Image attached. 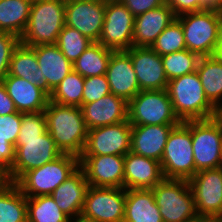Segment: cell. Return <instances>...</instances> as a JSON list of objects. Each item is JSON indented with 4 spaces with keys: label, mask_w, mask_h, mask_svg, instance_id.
Returning <instances> with one entry per match:
<instances>
[{
    "label": "cell",
    "mask_w": 222,
    "mask_h": 222,
    "mask_svg": "<svg viewBox=\"0 0 222 222\" xmlns=\"http://www.w3.org/2000/svg\"><path fill=\"white\" fill-rule=\"evenodd\" d=\"M47 131L62 154L82 155L88 129L81 107L59 105L49 101L44 110Z\"/></svg>",
    "instance_id": "cell-1"
},
{
    "label": "cell",
    "mask_w": 222,
    "mask_h": 222,
    "mask_svg": "<svg viewBox=\"0 0 222 222\" xmlns=\"http://www.w3.org/2000/svg\"><path fill=\"white\" fill-rule=\"evenodd\" d=\"M166 90L181 122L216 117L217 109L206 98L196 71L169 80Z\"/></svg>",
    "instance_id": "cell-2"
},
{
    "label": "cell",
    "mask_w": 222,
    "mask_h": 222,
    "mask_svg": "<svg viewBox=\"0 0 222 222\" xmlns=\"http://www.w3.org/2000/svg\"><path fill=\"white\" fill-rule=\"evenodd\" d=\"M65 4L62 0L33 2L20 43L29 47L57 44L59 33L65 26Z\"/></svg>",
    "instance_id": "cell-3"
},
{
    "label": "cell",
    "mask_w": 222,
    "mask_h": 222,
    "mask_svg": "<svg viewBox=\"0 0 222 222\" xmlns=\"http://www.w3.org/2000/svg\"><path fill=\"white\" fill-rule=\"evenodd\" d=\"M176 19L182 25L186 49L200 57L211 56L222 29V11L189 12Z\"/></svg>",
    "instance_id": "cell-4"
},
{
    "label": "cell",
    "mask_w": 222,
    "mask_h": 222,
    "mask_svg": "<svg viewBox=\"0 0 222 222\" xmlns=\"http://www.w3.org/2000/svg\"><path fill=\"white\" fill-rule=\"evenodd\" d=\"M79 168V158L62 154L54 161L25 172L15 184L26 197L50 195Z\"/></svg>",
    "instance_id": "cell-5"
},
{
    "label": "cell",
    "mask_w": 222,
    "mask_h": 222,
    "mask_svg": "<svg viewBox=\"0 0 222 222\" xmlns=\"http://www.w3.org/2000/svg\"><path fill=\"white\" fill-rule=\"evenodd\" d=\"M151 190L163 222H184L197 215L188 180L164 178Z\"/></svg>",
    "instance_id": "cell-6"
},
{
    "label": "cell",
    "mask_w": 222,
    "mask_h": 222,
    "mask_svg": "<svg viewBox=\"0 0 222 222\" xmlns=\"http://www.w3.org/2000/svg\"><path fill=\"white\" fill-rule=\"evenodd\" d=\"M160 163L167 179L189 181L195 175L191 131L183 122L171 130Z\"/></svg>",
    "instance_id": "cell-7"
},
{
    "label": "cell",
    "mask_w": 222,
    "mask_h": 222,
    "mask_svg": "<svg viewBox=\"0 0 222 222\" xmlns=\"http://www.w3.org/2000/svg\"><path fill=\"white\" fill-rule=\"evenodd\" d=\"M191 131L195 173L219 168L222 124L216 118L183 122Z\"/></svg>",
    "instance_id": "cell-8"
},
{
    "label": "cell",
    "mask_w": 222,
    "mask_h": 222,
    "mask_svg": "<svg viewBox=\"0 0 222 222\" xmlns=\"http://www.w3.org/2000/svg\"><path fill=\"white\" fill-rule=\"evenodd\" d=\"M131 125L180 124L166 89L140 91L128 102Z\"/></svg>",
    "instance_id": "cell-9"
},
{
    "label": "cell",
    "mask_w": 222,
    "mask_h": 222,
    "mask_svg": "<svg viewBox=\"0 0 222 222\" xmlns=\"http://www.w3.org/2000/svg\"><path fill=\"white\" fill-rule=\"evenodd\" d=\"M14 147L15 159L11 171L6 175L7 182L12 183L25 172L41 167L62 155L47 130L39 137L17 138Z\"/></svg>",
    "instance_id": "cell-10"
},
{
    "label": "cell",
    "mask_w": 222,
    "mask_h": 222,
    "mask_svg": "<svg viewBox=\"0 0 222 222\" xmlns=\"http://www.w3.org/2000/svg\"><path fill=\"white\" fill-rule=\"evenodd\" d=\"M126 189L89 186L80 215L85 222H123Z\"/></svg>",
    "instance_id": "cell-11"
},
{
    "label": "cell",
    "mask_w": 222,
    "mask_h": 222,
    "mask_svg": "<svg viewBox=\"0 0 222 222\" xmlns=\"http://www.w3.org/2000/svg\"><path fill=\"white\" fill-rule=\"evenodd\" d=\"M133 14L119 1H106L105 17L99 43L114 51L132 48Z\"/></svg>",
    "instance_id": "cell-12"
},
{
    "label": "cell",
    "mask_w": 222,
    "mask_h": 222,
    "mask_svg": "<svg viewBox=\"0 0 222 222\" xmlns=\"http://www.w3.org/2000/svg\"><path fill=\"white\" fill-rule=\"evenodd\" d=\"M188 183L197 215L222 219V168L198 171Z\"/></svg>",
    "instance_id": "cell-13"
},
{
    "label": "cell",
    "mask_w": 222,
    "mask_h": 222,
    "mask_svg": "<svg viewBox=\"0 0 222 222\" xmlns=\"http://www.w3.org/2000/svg\"><path fill=\"white\" fill-rule=\"evenodd\" d=\"M131 130L128 120L88 130L82 155H125L131 151Z\"/></svg>",
    "instance_id": "cell-14"
},
{
    "label": "cell",
    "mask_w": 222,
    "mask_h": 222,
    "mask_svg": "<svg viewBox=\"0 0 222 222\" xmlns=\"http://www.w3.org/2000/svg\"><path fill=\"white\" fill-rule=\"evenodd\" d=\"M79 167L89 186L124 188V155H81Z\"/></svg>",
    "instance_id": "cell-15"
},
{
    "label": "cell",
    "mask_w": 222,
    "mask_h": 222,
    "mask_svg": "<svg viewBox=\"0 0 222 222\" xmlns=\"http://www.w3.org/2000/svg\"><path fill=\"white\" fill-rule=\"evenodd\" d=\"M106 0H80L65 4V25L78 30L93 42L102 32Z\"/></svg>",
    "instance_id": "cell-16"
},
{
    "label": "cell",
    "mask_w": 222,
    "mask_h": 222,
    "mask_svg": "<svg viewBox=\"0 0 222 222\" xmlns=\"http://www.w3.org/2000/svg\"><path fill=\"white\" fill-rule=\"evenodd\" d=\"M131 58L140 91L167 89L161 56L151 47H132L125 50Z\"/></svg>",
    "instance_id": "cell-17"
},
{
    "label": "cell",
    "mask_w": 222,
    "mask_h": 222,
    "mask_svg": "<svg viewBox=\"0 0 222 222\" xmlns=\"http://www.w3.org/2000/svg\"><path fill=\"white\" fill-rule=\"evenodd\" d=\"M81 110L88 130L128 120V102L113 93L82 104Z\"/></svg>",
    "instance_id": "cell-18"
},
{
    "label": "cell",
    "mask_w": 222,
    "mask_h": 222,
    "mask_svg": "<svg viewBox=\"0 0 222 222\" xmlns=\"http://www.w3.org/2000/svg\"><path fill=\"white\" fill-rule=\"evenodd\" d=\"M106 76L111 93L127 102L140 92L130 55L125 50L112 52Z\"/></svg>",
    "instance_id": "cell-19"
},
{
    "label": "cell",
    "mask_w": 222,
    "mask_h": 222,
    "mask_svg": "<svg viewBox=\"0 0 222 222\" xmlns=\"http://www.w3.org/2000/svg\"><path fill=\"white\" fill-rule=\"evenodd\" d=\"M164 178L159 161L131 151L124 155L125 189H152Z\"/></svg>",
    "instance_id": "cell-20"
},
{
    "label": "cell",
    "mask_w": 222,
    "mask_h": 222,
    "mask_svg": "<svg viewBox=\"0 0 222 222\" xmlns=\"http://www.w3.org/2000/svg\"><path fill=\"white\" fill-rule=\"evenodd\" d=\"M177 125H132L131 152L160 162L168 136Z\"/></svg>",
    "instance_id": "cell-21"
},
{
    "label": "cell",
    "mask_w": 222,
    "mask_h": 222,
    "mask_svg": "<svg viewBox=\"0 0 222 222\" xmlns=\"http://www.w3.org/2000/svg\"><path fill=\"white\" fill-rule=\"evenodd\" d=\"M175 20L176 15L167 4L135 17L132 47H151L157 37Z\"/></svg>",
    "instance_id": "cell-22"
},
{
    "label": "cell",
    "mask_w": 222,
    "mask_h": 222,
    "mask_svg": "<svg viewBox=\"0 0 222 222\" xmlns=\"http://www.w3.org/2000/svg\"><path fill=\"white\" fill-rule=\"evenodd\" d=\"M2 82L18 112L38 113L47 107L49 94L42 87L11 75H7Z\"/></svg>",
    "instance_id": "cell-23"
},
{
    "label": "cell",
    "mask_w": 222,
    "mask_h": 222,
    "mask_svg": "<svg viewBox=\"0 0 222 222\" xmlns=\"http://www.w3.org/2000/svg\"><path fill=\"white\" fill-rule=\"evenodd\" d=\"M88 187L84 172L79 167L50 195L65 214L72 220H77L80 218Z\"/></svg>",
    "instance_id": "cell-24"
},
{
    "label": "cell",
    "mask_w": 222,
    "mask_h": 222,
    "mask_svg": "<svg viewBox=\"0 0 222 222\" xmlns=\"http://www.w3.org/2000/svg\"><path fill=\"white\" fill-rule=\"evenodd\" d=\"M39 69L45 78V91L50 94L73 71V64L56 44L32 46Z\"/></svg>",
    "instance_id": "cell-25"
},
{
    "label": "cell",
    "mask_w": 222,
    "mask_h": 222,
    "mask_svg": "<svg viewBox=\"0 0 222 222\" xmlns=\"http://www.w3.org/2000/svg\"><path fill=\"white\" fill-rule=\"evenodd\" d=\"M123 222H163L151 189H126Z\"/></svg>",
    "instance_id": "cell-26"
},
{
    "label": "cell",
    "mask_w": 222,
    "mask_h": 222,
    "mask_svg": "<svg viewBox=\"0 0 222 222\" xmlns=\"http://www.w3.org/2000/svg\"><path fill=\"white\" fill-rule=\"evenodd\" d=\"M8 75L23 78L45 90V78L39 69L35 50L32 47L19 43L13 51Z\"/></svg>",
    "instance_id": "cell-27"
},
{
    "label": "cell",
    "mask_w": 222,
    "mask_h": 222,
    "mask_svg": "<svg viewBox=\"0 0 222 222\" xmlns=\"http://www.w3.org/2000/svg\"><path fill=\"white\" fill-rule=\"evenodd\" d=\"M21 126V112L0 115V171L7 175L15 159V143Z\"/></svg>",
    "instance_id": "cell-28"
},
{
    "label": "cell",
    "mask_w": 222,
    "mask_h": 222,
    "mask_svg": "<svg viewBox=\"0 0 222 222\" xmlns=\"http://www.w3.org/2000/svg\"><path fill=\"white\" fill-rule=\"evenodd\" d=\"M31 6L29 0H0V32L20 38L27 27Z\"/></svg>",
    "instance_id": "cell-29"
},
{
    "label": "cell",
    "mask_w": 222,
    "mask_h": 222,
    "mask_svg": "<svg viewBox=\"0 0 222 222\" xmlns=\"http://www.w3.org/2000/svg\"><path fill=\"white\" fill-rule=\"evenodd\" d=\"M196 72L208 101L216 108L222 107V63L211 56L201 57Z\"/></svg>",
    "instance_id": "cell-30"
},
{
    "label": "cell",
    "mask_w": 222,
    "mask_h": 222,
    "mask_svg": "<svg viewBox=\"0 0 222 222\" xmlns=\"http://www.w3.org/2000/svg\"><path fill=\"white\" fill-rule=\"evenodd\" d=\"M0 222H27V197L15 183L0 188Z\"/></svg>",
    "instance_id": "cell-31"
},
{
    "label": "cell",
    "mask_w": 222,
    "mask_h": 222,
    "mask_svg": "<svg viewBox=\"0 0 222 222\" xmlns=\"http://www.w3.org/2000/svg\"><path fill=\"white\" fill-rule=\"evenodd\" d=\"M113 51L99 42H93L74 62L73 70L84 78L104 75Z\"/></svg>",
    "instance_id": "cell-32"
},
{
    "label": "cell",
    "mask_w": 222,
    "mask_h": 222,
    "mask_svg": "<svg viewBox=\"0 0 222 222\" xmlns=\"http://www.w3.org/2000/svg\"><path fill=\"white\" fill-rule=\"evenodd\" d=\"M51 195L27 197V222H72Z\"/></svg>",
    "instance_id": "cell-33"
},
{
    "label": "cell",
    "mask_w": 222,
    "mask_h": 222,
    "mask_svg": "<svg viewBox=\"0 0 222 222\" xmlns=\"http://www.w3.org/2000/svg\"><path fill=\"white\" fill-rule=\"evenodd\" d=\"M85 78L74 70L49 94V101L59 105L81 107Z\"/></svg>",
    "instance_id": "cell-34"
},
{
    "label": "cell",
    "mask_w": 222,
    "mask_h": 222,
    "mask_svg": "<svg viewBox=\"0 0 222 222\" xmlns=\"http://www.w3.org/2000/svg\"><path fill=\"white\" fill-rule=\"evenodd\" d=\"M200 58L187 49L161 56L168 81L195 72Z\"/></svg>",
    "instance_id": "cell-35"
},
{
    "label": "cell",
    "mask_w": 222,
    "mask_h": 222,
    "mask_svg": "<svg viewBox=\"0 0 222 222\" xmlns=\"http://www.w3.org/2000/svg\"><path fill=\"white\" fill-rule=\"evenodd\" d=\"M93 43L75 28L65 25L59 33L57 46L63 55L72 63Z\"/></svg>",
    "instance_id": "cell-36"
},
{
    "label": "cell",
    "mask_w": 222,
    "mask_h": 222,
    "mask_svg": "<svg viewBox=\"0 0 222 222\" xmlns=\"http://www.w3.org/2000/svg\"><path fill=\"white\" fill-rule=\"evenodd\" d=\"M151 48L160 56L186 49L181 23L176 19L157 37Z\"/></svg>",
    "instance_id": "cell-37"
},
{
    "label": "cell",
    "mask_w": 222,
    "mask_h": 222,
    "mask_svg": "<svg viewBox=\"0 0 222 222\" xmlns=\"http://www.w3.org/2000/svg\"><path fill=\"white\" fill-rule=\"evenodd\" d=\"M47 130L44 111L21 113V126L17 138L39 137Z\"/></svg>",
    "instance_id": "cell-38"
},
{
    "label": "cell",
    "mask_w": 222,
    "mask_h": 222,
    "mask_svg": "<svg viewBox=\"0 0 222 222\" xmlns=\"http://www.w3.org/2000/svg\"><path fill=\"white\" fill-rule=\"evenodd\" d=\"M110 93L111 91L106 74L86 77L83 87L82 104L97 101Z\"/></svg>",
    "instance_id": "cell-39"
},
{
    "label": "cell",
    "mask_w": 222,
    "mask_h": 222,
    "mask_svg": "<svg viewBox=\"0 0 222 222\" xmlns=\"http://www.w3.org/2000/svg\"><path fill=\"white\" fill-rule=\"evenodd\" d=\"M20 38L9 32H0V81L8 75L9 63Z\"/></svg>",
    "instance_id": "cell-40"
},
{
    "label": "cell",
    "mask_w": 222,
    "mask_h": 222,
    "mask_svg": "<svg viewBox=\"0 0 222 222\" xmlns=\"http://www.w3.org/2000/svg\"><path fill=\"white\" fill-rule=\"evenodd\" d=\"M134 17L149 10L156 9L164 4L166 0H119Z\"/></svg>",
    "instance_id": "cell-41"
},
{
    "label": "cell",
    "mask_w": 222,
    "mask_h": 222,
    "mask_svg": "<svg viewBox=\"0 0 222 222\" xmlns=\"http://www.w3.org/2000/svg\"><path fill=\"white\" fill-rule=\"evenodd\" d=\"M176 16L199 11V0H166Z\"/></svg>",
    "instance_id": "cell-42"
},
{
    "label": "cell",
    "mask_w": 222,
    "mask_h": 222,
    "mask_svg": "<svg viewBox=\"0 0 222 222\" xmlns=\"http://www.w3.org/2000/svg\"><path fill=\"white\" fill-rule=\"evenodd\" d=\"M18 112L14 101L9 97L5 85L0 81V115H9Z\"/></svg>",
    "instance_id": "cell-43"
},
{
    "label": "cell",
    "mask_w": 222,
    "mask_h": 222,
    "mask_svg": "<svg viewBox=\"0 0 222 222\" xmlns=\"http://www.w3.org/2000/svg\"><path fill=\"white\" fill-rule=\"evenodd\" d=\"M211 57H213L216 61L222 63V29Z\"/></svg>",
    "instance_id": "cell-44"
},
{
    "label": "cell",
    "mask_w": 222,
    "mask_h": 222,
    "mask_svg": "<svg viewBox=\"0 0 222 222\" xmlns=\"http://www.w3.org/2000/svg\"><path fill=\"white\" fill-rule=\"evenodd\" d=\"M184 222H222L221 218L213 217V216H205V215H196Z\"/></svg>",
    "instance_id": "cell-45"
},
{
    "label": "cell",
    "mask_w": 222,
    "mask_h": 222,
    "mask_svg": "<svg viewBox=\"0 0 222 222\" xmlns=\"http://www.w3.org/2000/svg\"><path fill=\"white\" fill-rule=\"evenodd\" d=\"M214 10V0H199V11Z\"/></svg>",
    "instance_id": "cell-46"
},
{
    "label": "cell",
    "mask_w": 222,
    "mask_h": 222,
    "mask_svg": "<svg viewBox=\"0 0 222 222\" xmlns=\"http://www.w3.org/2000/svg\"><path fill=\"white\" fill-rule=\"evenodd\" d=\"M214 10L222 11V0H214Z\"/></svg>",
    "instance_id": "cell-47"
},
{
    "label": "cell",
    "mask_w": 222,
    "mask_h": 222,
    "mask_svg": "<svg viewBox=\"0 0 222 222\" xmlns=\"http://www.w3.org/2000/svg\"><path fill=\"white\" fill-rule=\"evenodd\" d=\"M7 183L6 175L0 171V188Z\"/></svg>",
    "instance_id": "cell-48"
},
{
    "label": "cell",
    "mask_w": 222,
    "mask_h": 222,
    "mask_svg": "<svg viewBox=\"0 0 222 222\" xmlns=\"http://www.w3.org/2000/svg\"><path fill=\"white\" fill-rule=\"evenodd\" d=\"M216 118L221 122L222 124V107L217 109Z\"/></svg>",
    "instance_id": "cell-49"
},
{
    "label": "cell",
    "mask_w": 222,
    "mask_h": 222,
    "mask_svg": "<svg viewBox=\"0 0 222 222\" xmlns=\"http://www.w3.org/2000/svg\"><path fill=\"white\" fill-rule=\"evenodd\" d=\"M219 167L222 168V146H221V151H220V163Z\"/></svg>",
    "instance_id": "cell-50"
},
{
    "label": "cell",
    "mask_w": 222,
    "mask_h": 222,
    "mask_svg": "<svg viewBox=\"0 0 222 222\" xmlns=\"http://www.w3.org/2000/svg\"><path fill=\"white\" fill-rule=\"evenodd\" d=\"M65 3L71 2V1H80V0H62Z\"/></svg>",
    "instance_id": "cell-51"
},
{
    "label": "cell",
    "mask_w": 222,
    "mask_h": 222,
    "mask_svg": "<svg viewBox=\"0 0 222 222\" xmlns=\"http://www.w3.org/2000/svg\"><path fill=\"white\" fill-rule=\"evenodd\" d=\"M72 222H85V221H83L81 219H77V220H73Z\"/></svg>",
    "instance_id": "cell-52"
},
{
    "label": "cell",
    "mask_w": 222,
    "mask_h": 222,
    "mask_svg": "<svg viewBox=\"0 0 222 222\" xmlns=\"http://www.w3.org/2000/svg\"><path fill=\"white\" fill-rule=\"evenodd\" d=\"M29 1H31L33 3V2H36V1H40V0H29Z\"/></svg>",
    "instance_id": "cell-53"
}]
</instances>
